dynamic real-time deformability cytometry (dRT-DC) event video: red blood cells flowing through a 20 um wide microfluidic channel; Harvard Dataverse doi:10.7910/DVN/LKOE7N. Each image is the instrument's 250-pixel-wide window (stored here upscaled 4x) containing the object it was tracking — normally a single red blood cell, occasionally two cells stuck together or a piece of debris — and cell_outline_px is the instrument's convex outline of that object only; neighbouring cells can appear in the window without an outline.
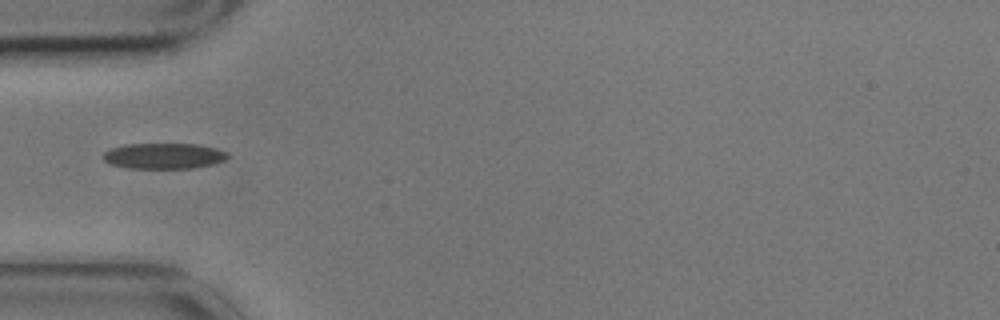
{"species": "common noctule bat (a hibernating species)", "species_latin": "Nyctalus noctula", "temperature_condition": "cold", "stored_images_in_passage": 10, "camera_frame_rate_fps": 3000, "um_per_image_px": 0.085, "animal": {"sex": "male", "body_mass_g": 17.9}, "frame": {"image": 1, "passage_image": 5, "time_ms": 1.333, "image_size_px": [1000, 320], "cell_outline_px": [[228, 156], [224, 160], [212, 164], [192, 168], [128, 168], [108, 164], [100, 156], [104, 152], [112, 148], [124, 144], [196, 144], [216, 148], [228, 152]], "centroid_in_image_um": [13.88, 13.25], "position_along_channel_um": 71.1, "area_um2": 18.73}}